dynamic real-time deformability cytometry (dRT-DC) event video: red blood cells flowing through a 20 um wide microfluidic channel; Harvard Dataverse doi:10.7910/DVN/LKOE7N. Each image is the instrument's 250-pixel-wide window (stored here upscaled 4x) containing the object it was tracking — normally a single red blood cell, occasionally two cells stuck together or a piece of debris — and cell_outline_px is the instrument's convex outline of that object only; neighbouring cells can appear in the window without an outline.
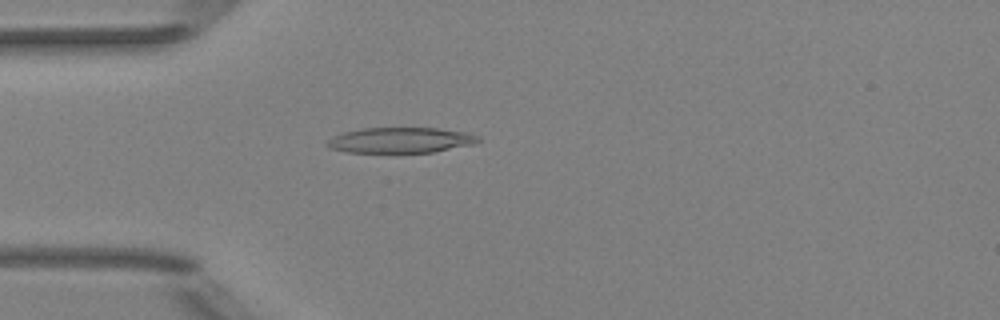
{"species": "Egyptian fruit bat (a non-hibernating species)", "species_latin": "Rousettus aegyptiacus", "temperature_condition": "room temperature", "stored_images_in_passage": 52, "camera_frame_rate_fps": 3000, "um_per_image_px": 0.085, "animal": {"sex": "female"}, "frame": {"image": 1, "passage_image": 15, "time_ms": 4.667, "image_size_px": [1000, 320], "cell_outline_px": [[480, 140], [472, 144], [432, 152], [344, 152], [332, 148], [324, 144], [332, 136], [344, 132], [364, 128], [436, 128], [464, 132], [480, 136]], "centroid_in_image_um": [34.01, 11.91], "position_along_channel_um": 51.0, "area_um2": 22.2}}
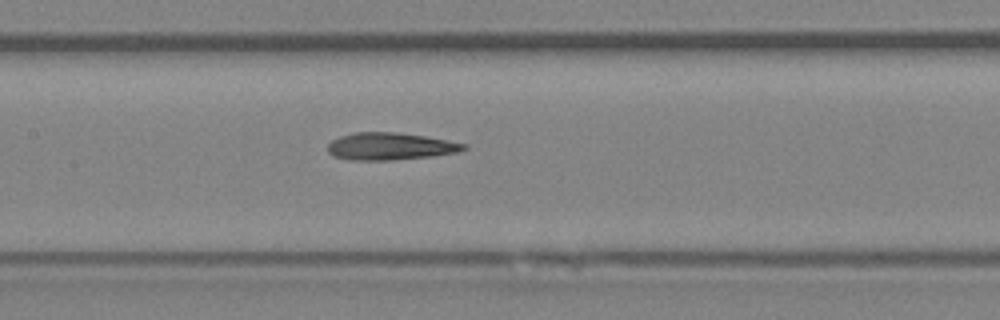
{"frame": {"image": 2, "passage_image": 25, "time_ms": 8.0, "image_size_px": [1000, 320], "cell_outline_px": [[468, 148], [456, 152], [432, 156], [388, 160], [348, 160], [336, 156], [328, 152], [328, 144], [332, 140], [340, 136], [352, 132], [396, 132], [424, 136], [468, 144]], "centroid_in_image_um": [33.15, 12.43], "position_along_channel_um": 174.2, "area_um2": 21.5}}
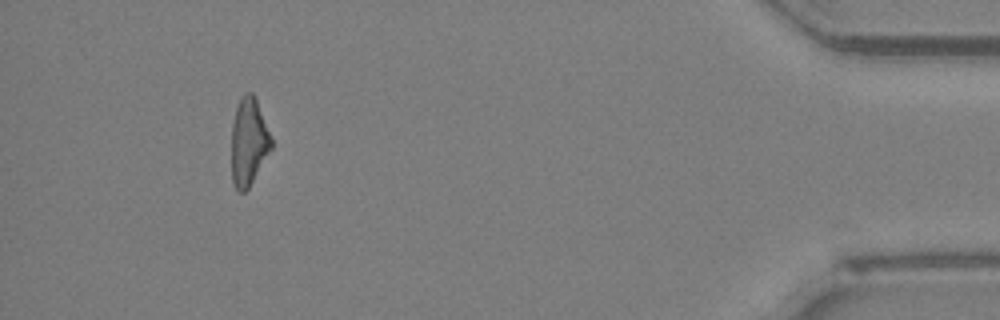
{"frame": {"image": 3, "passage_image": 48, "time_ms": 15.667, "image_size_px": [1000, 320], "cell_outline_px": [[272, 148], [248, 188], [244, 192], [236, 192], [232, 180], [232, 124], [236, 108], [244, 92], [252, 92], [256, 100], [272, 140]], "centroid_in_image_um": [21.12, 12.09], "position_along_channel_um": 414.1, "area_um2": 20.0}, "authors_computed_cell_mechanics": {"area_um2": 21.6172, "velocity_mm_per_s": 4.0026, "shape_relaxation_time_tau1_ms": null, "shape_relaxation_time_tau2_ms": 3.6809, "deformation_change_tau1": null, "deformation_change_tau2": 0.1511}}